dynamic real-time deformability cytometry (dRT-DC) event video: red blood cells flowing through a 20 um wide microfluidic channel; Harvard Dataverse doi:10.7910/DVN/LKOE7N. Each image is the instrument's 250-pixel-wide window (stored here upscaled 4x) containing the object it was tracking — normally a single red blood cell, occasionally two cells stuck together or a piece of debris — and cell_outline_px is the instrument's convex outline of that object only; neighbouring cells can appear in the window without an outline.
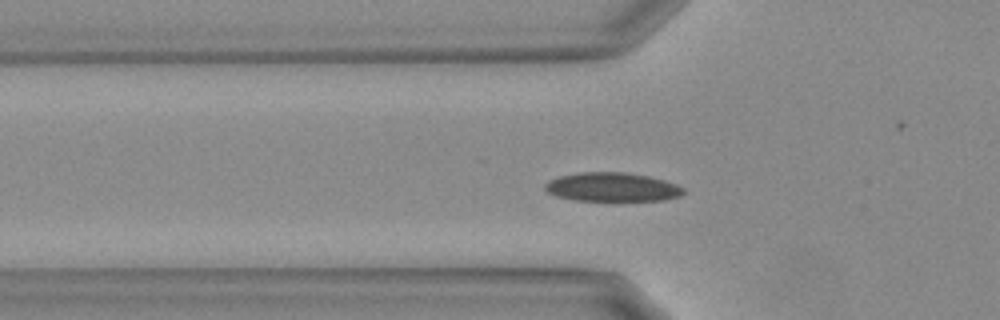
{"species": "Egyptian fruit bat (a non-hibernating species)", "species_latin": "Rousettus aegyptiacus", "temperature_condition": "warm", "stored_images_in_passage": 46, "camera_frame_rate_fps": 3000, "um_per_image_px": 0.085, "animal": {"sex": "female"}, "frame": {"image": 1, "passage_image": 8, "time_ms": 2.333, "image_size_px": [1000, 320], "cell_outline_px": [[684, 192], [680, 196], [664, 200], [572, 200], [556, 196], [548, 192], [544, 188], [544, 184], [548, 180], [560, 176], [580, 172], [624, 172], [648, 176], [664, 180], [676, 184], [684, 188]], "centroid_in_image_um": [52.01, 15.89], "position_along_channel_um": 73.8, "area_um2": 23.24}}
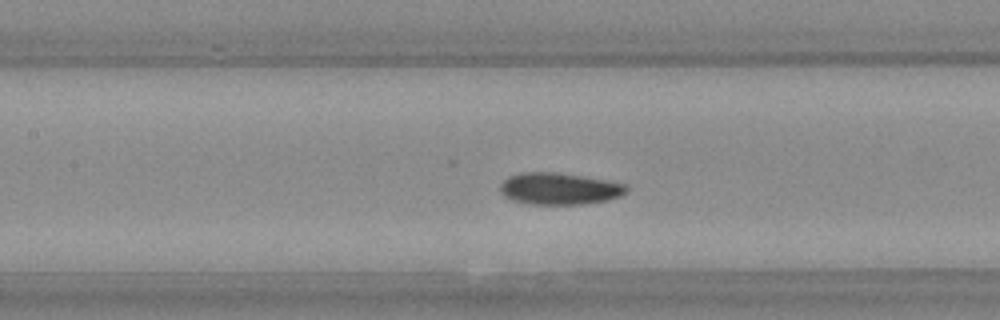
{"frame": {"image": 2, "passage_image": 15, "time_ms": 4.667, "image_size_px": [1000, 320], "cell_outline_px": [[628, 192], [620, 196], [608, 200], [584, 204], [528, 204], [512, 200], [504, 196], [500, 192], [500, 184], [508, 176], [524, 172], [552, 172], [580, 176], [604, 180], [624, 184], [628, 188]], "centroid_in_image_um": [47.51, 16.05], "position_along_channel_um": 159.9, "area_um2": 23.29}}
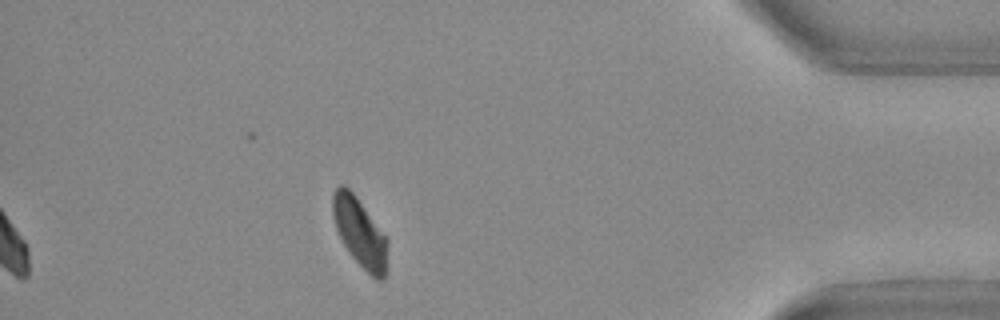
{"frame": {"image": 3, "passage_image": 46, "time_ms": 15.0, "image_size_px": [1000, 320], "cell_outline_px": [[388, 268], [384, 280], [376, 280], [348, 252], [336, 228], [332, 212], [332, 196], [336, 188], [340, 184], [344, 184], [356, 196], [388, 240]], "centroid_in_image_um": [30.61, 19.79], "position_along_channel_um": 404.6, "area_um2": 21.96}, "authors_computed_cell_mechanics": {"area_um2": 22.542, "velocity_mm_per_s": 3.6755, "shape_relaxation_time_tau1_ms": 2.7775, "shape_relaxation_time_tau2_ms": 5.1158, "deformation_change_tau1": 0.0977, "deformation_change_tau2": 0.0869}}